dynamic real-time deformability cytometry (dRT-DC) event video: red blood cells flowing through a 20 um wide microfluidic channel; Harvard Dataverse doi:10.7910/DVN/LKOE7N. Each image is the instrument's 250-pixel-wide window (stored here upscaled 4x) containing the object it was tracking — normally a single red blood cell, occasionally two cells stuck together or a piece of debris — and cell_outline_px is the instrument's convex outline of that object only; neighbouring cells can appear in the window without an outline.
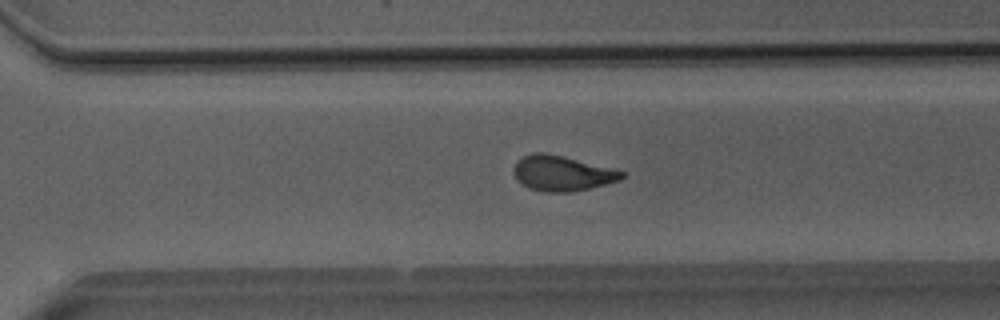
{"species": "Egyptian fruit bat (a non-hibernating species)", "species_latin": "Rousettus aegyptiacus", "temperature_condition": "room temperature", "stored_images_in_passage": 43, "camera_frame_rate_fps": 3000, "um_per_image_px": 0.085, "animal": {"sex": "male"}, "frame": {"image": 1, "passage_image": 28, "time_ms": 9.0, "image_size_px": [1000, 320], "cell_outline_px": [[624, 176], [620, 180], [572, 192], [544, 192], [528, 188], [520, 184], [516, 180], [512, 172], [512, 168], [516, 160], [532, 152], [544, 152], [624, 172]], "centroid_in_image_um": [47.65, 14.74], "position_along_channel_um": 323.0, "area_um2": 21.96}}
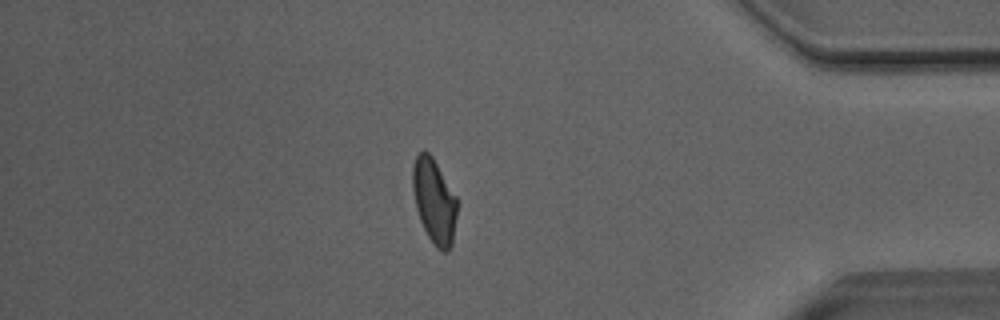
{"frame": {"image": 2, "passage_image": 36, "time_ms": 11.667, "image_size_px": [1000, 320], "cell_outline_px": [[456, 216], [452, 244], [448, 252], [444, 252], [436, 248], [428, 236], [420, 220], [416, 208], [412, 188], [412, 168], [416, 156], [424, 148], [432, 156], [456, 196]], "centroid_in_image_um": [36.89, 17.08], "position_along_channel_um": 398.3, "area_um2": 21.85}}
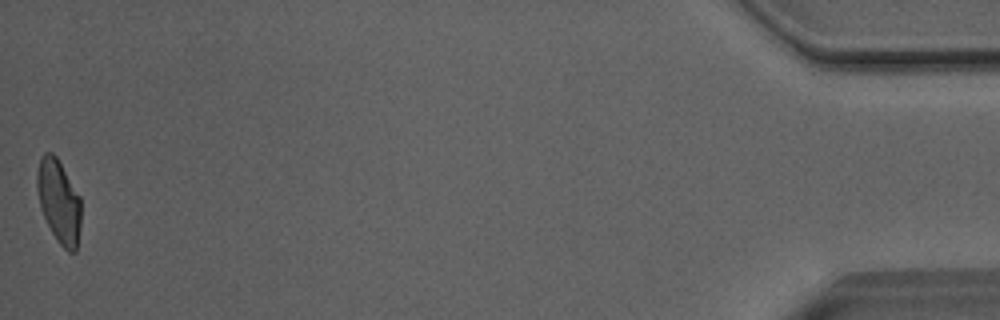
{"frame": {"image": 3, "passage_image": 43, "time_ms": 14.0, "image_size_px": [1000, 320], "cell_outline_px": [[80, 228], [76, 252], [68, 252], [60, 244], [52, 232], [40, 208], [36, 188], [36, 172], [40, 156], [44, 152], [52, 152], [56, 156], [80, 196]], "centroid_in_image_um": [4.98, 17.09], "position_along_channel_um": 430.2, "area_um2": 21.44}, "authors_computed_cell_mechanics": {"area_um2": 22.253, "velocity_mm_per_s": 4.0819, "shape_relaxation_time_tau1_ms": 10.3523, "shape_relaxation_time_tau2_ms": 1.7182, "deformation_change_tau1": 0.2642, "deformation_change_tau2": 0.0857}}